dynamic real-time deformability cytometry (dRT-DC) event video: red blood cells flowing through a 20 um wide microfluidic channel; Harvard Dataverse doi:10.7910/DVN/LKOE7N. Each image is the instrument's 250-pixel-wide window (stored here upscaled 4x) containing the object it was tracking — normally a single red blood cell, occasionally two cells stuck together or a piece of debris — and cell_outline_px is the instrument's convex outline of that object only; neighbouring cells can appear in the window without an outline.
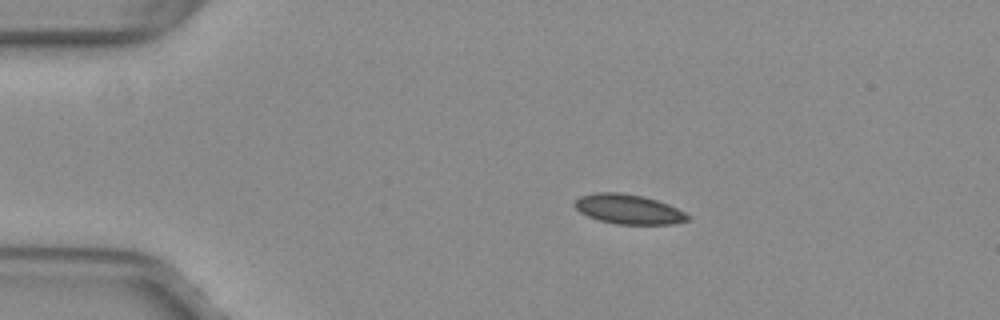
{"species": "common noctule bat (a hibernating species)", "species_latin": "Nyctalus noctula", "temperature_condition": "warm", "stored_images_in_passage": 31, "camera_frame_rate_fps": 3000, "um_per_image_px": 0.085, "animal": {"sex": "female", "body_mass_g": 29.2, "forearm_length_mm": 56.3}, "frame": {"image": 1, "passage_image": 1, "time_ms": 0.0, "image_size_px": [1000, 320], "cell_outline_px": [[688, 220], [672, 224], [616, 224], [600, 220], [588, 216], [580, 212], [572, 204], [580, 196], [596, 192], [620, 192], [644, 196], [668, 204], [684, 212], [688, 216]], "centroid_in_image_um": [53.39, 17.77], "position_along_channel_um": 31.6, "area_um2": 19.42}}
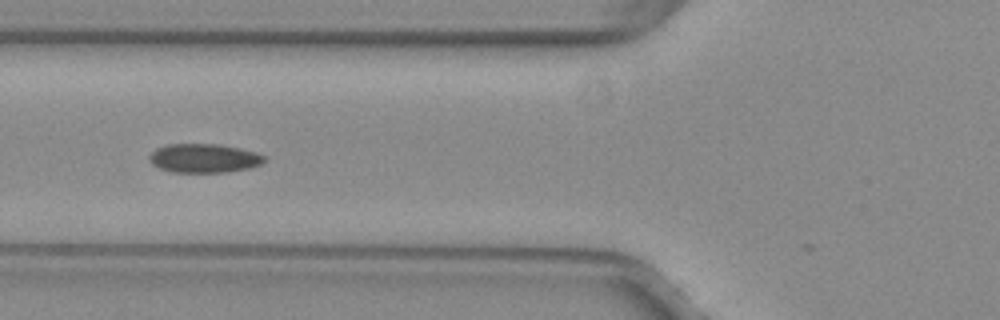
{"frame": {"image": 2, "passage_image": 11, "time_ms": 3.333, "image_size_px": [1000, 320], "cell_outline_px": [[268, 160], [260, 164], [248, 168], [224, 172], [172, 172], [160, 168], [152, 164], [148, 160], [148, 156], [156, 148], [168, 144], [216, 144], [240, 148], [256, 152], [264, 156]], "centroid_in_image_um": [17.32, 13.44], "position_along_channel_um": 108.5, "area_um2": 19.36}}
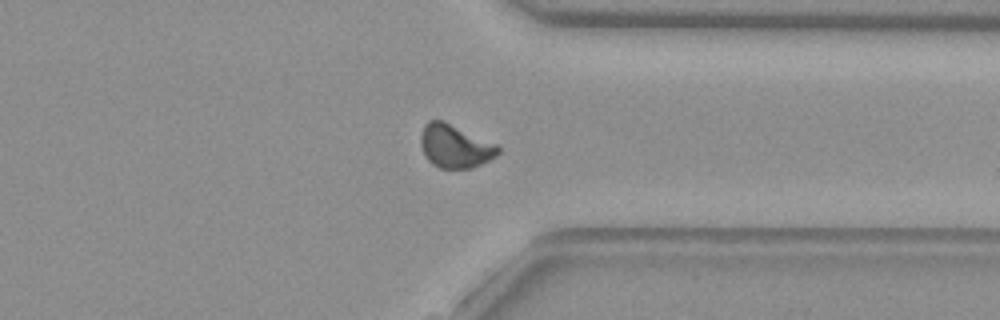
{"frame": {"image": 3, "passage_image": 31, "time_ms": 10.0, "image_size_px": [1000, 320], "cell_outline_px": [[500, 152], [496, 156], [472, 168], [440, 168], [432, 164], [428, 160], [420, 144], [420, 136], [424, 124], [428, 120], [444, 120], [496, 144], [500, 148]], "centroid_in_image_um": [38.65, 12.41], "position_along_channel_um": 372.7, "area_um2": 19.48}, "authors_computed_cell_mechanics": {"area_um2": 19.5364, "velocity_mm_per_s": 3.9887, "shape_relaxation_time_tau1_ms": null, "shape_relaxation_time_tau2_ms": 1.673, "deformation_change_tau1": null, "deformation_change_tau2": 0.0677}}